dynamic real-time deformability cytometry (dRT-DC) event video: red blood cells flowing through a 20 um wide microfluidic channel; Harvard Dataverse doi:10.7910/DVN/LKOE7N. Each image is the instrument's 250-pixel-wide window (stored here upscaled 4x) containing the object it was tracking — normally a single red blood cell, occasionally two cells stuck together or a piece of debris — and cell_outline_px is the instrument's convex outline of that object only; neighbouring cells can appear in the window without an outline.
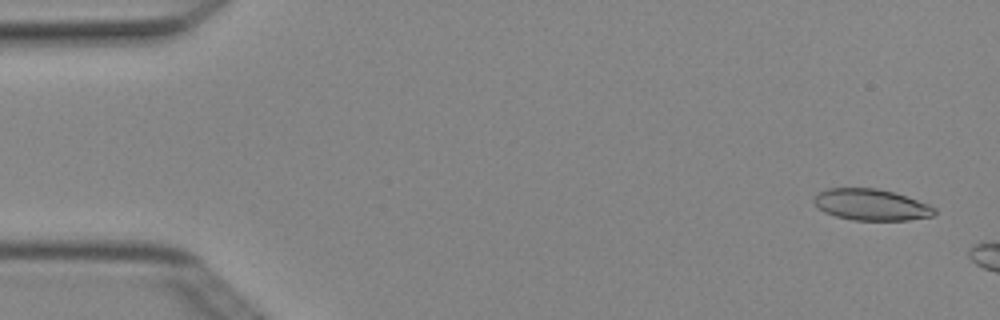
{"species": "Egyptian fruit bat (a non-hibernating species)", "species_latin": "Rousettus aegyptiacus", "temperature_condition": "cold", "stored_images_in_passage": 3, "camera_frame_rate_fps": 3000, "um_per_image_px": 0.085, "animal": {"sex": "female"}, "frame": {"image": 1, "passage_image": 1, "time_ms": 0.0, "image_size_px": [1000, 320], "cell_outline_px": [[936, 212], [932, 216], [908, 220], [852, 220], [836, 216], [824, 212], [812, 200], [820, 192], [828, 188], [876, 188], [892, 192], [928, 204], [936, 208]], "centroid_in_image_um": [74.05, 17.41], "position_along_channel_um": 10.9, "area_um2": 21.73}}